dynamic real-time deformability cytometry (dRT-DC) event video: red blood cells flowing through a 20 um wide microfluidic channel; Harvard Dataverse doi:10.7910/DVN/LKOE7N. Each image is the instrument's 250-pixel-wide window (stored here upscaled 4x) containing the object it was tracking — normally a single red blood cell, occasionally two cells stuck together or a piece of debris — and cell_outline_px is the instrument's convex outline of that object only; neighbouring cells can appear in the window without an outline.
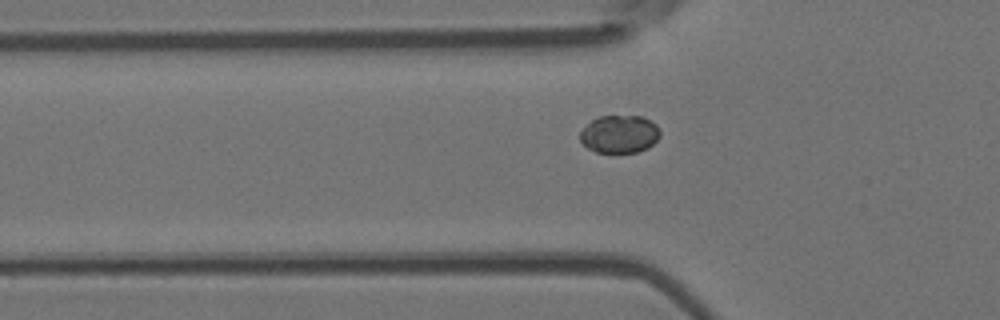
{"species": "Egyptian fruit bat (a non-hibernating species)", "species_latin": "Rousettus aegyptiacus", "temperature_condition": "room temperature", "stored_images_in_passage": 38, "camera_frame_rate_fps": 3000, "um_per_image_px": 0.085, "animal": {"sex": "female"}, "frame": {"image": 1, "passage_image": 4, "time_ms": 1.0, "image_size_px": [1000, 320], "cell_outline_px": [[660, 136], [648, 148], [636, 152], [596, 152], [588, 148], [580, 140], [580, 132], [592, 120], [600, 116], [640, 116], [656, 124], [660, 128]], "centroid_in_image_um": [52.67, 11.4], "position_along_channel_um": 73.1, "area_um2": 17.46}}
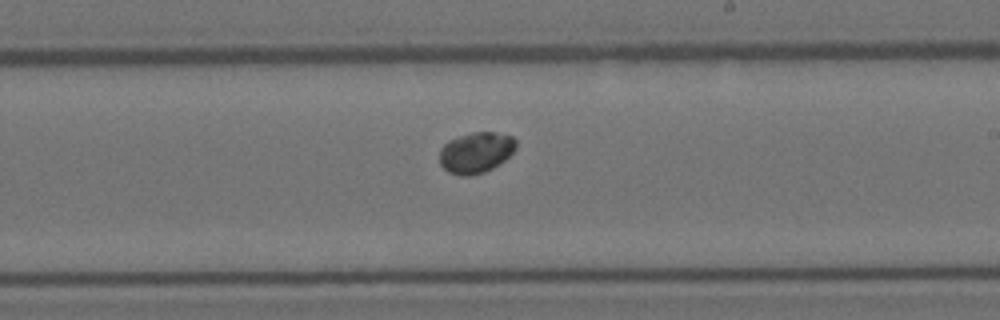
{"frame": {"image": 2, "passage_image": 18, "time_ms": 5.667, "image_size_px": [1000, 320], "cell_outline_px": [[516, 148], [504, 160], [492, 168], [484, 172], [468, 176], [460, 176], [448, 172], [440, 164], [440, 148], [448, 140], [472, 132], [496, 132], [512, 136], [516, 140]], "centroid_in_image_um": [40.44, 12.96], "position_along_channel_um": 248.6, "area_um2": 18.21}}
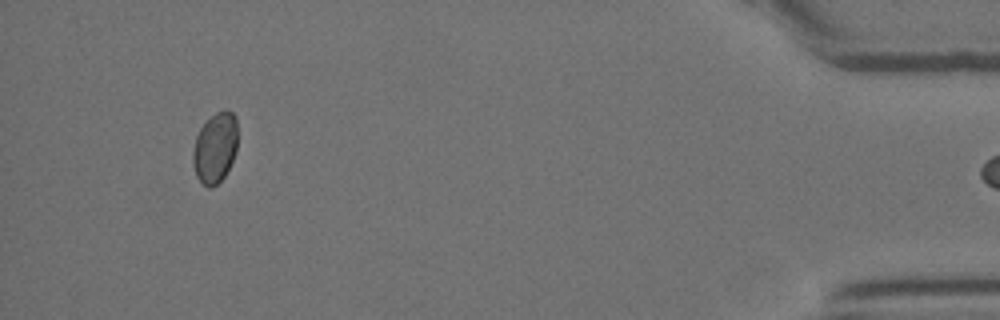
{"frame": {"image": 3, "passage_image": 37, "time_ms": 12.0, "image_size_px": [1000, 320], "cell_outline_px": [[236, 152], [224, 176], [212, 188], [208, 188], [196, 176], [192, 160], [192, 152], [196, 136], [200, 128], [216, 112], [232, 112], [236, 116]], "centroid_in_image_um": [18.26, 12.59], "position_along_channel_um": 416.9, "area_um2": 17.98}}